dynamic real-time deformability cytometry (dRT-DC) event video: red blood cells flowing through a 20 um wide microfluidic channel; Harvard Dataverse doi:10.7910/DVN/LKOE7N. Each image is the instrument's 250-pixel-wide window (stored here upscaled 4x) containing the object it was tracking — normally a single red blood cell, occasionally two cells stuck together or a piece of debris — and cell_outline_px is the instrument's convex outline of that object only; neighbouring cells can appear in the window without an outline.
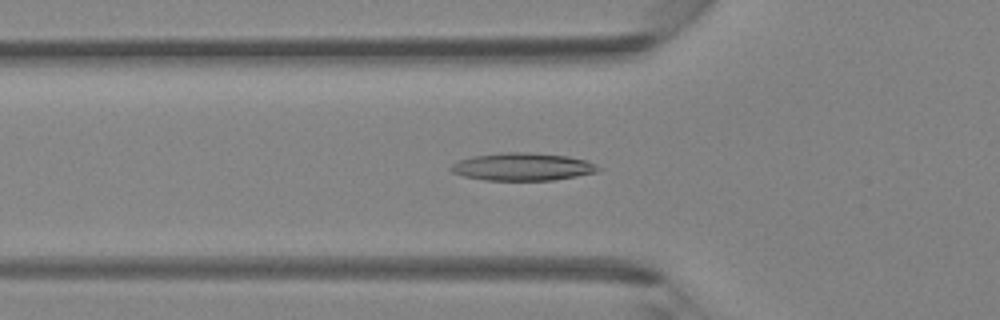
{"species": "Egyptian fruit bat (a non-hibernating species)", "species_latin": "Rousettus aegyptiacus", "temperature_condition": "room temperature", "stored_images_in_passage": 34, "camera_frame_rate_fps": 3000, "um_per_image_px": 0.085, "animal": {"sex": "female"}, "frame": {"image": 1, "passage_image": 7, "time_ms": 2.0, "image_size_px": [1000, 320], "cell_outline_px": [[604, 168], [600, 172], [552, 180], [484, 180], [464, 176], [452, 172], [448, 168], [452, 164], [460, 160], [472, 156], [504, 152], [528, 152], [568, 156], [588, 160]], "centroid_in_image_um": [44.47, 14.17], "position_along_channel_um": 81.3, "area_um2": 23.99}}
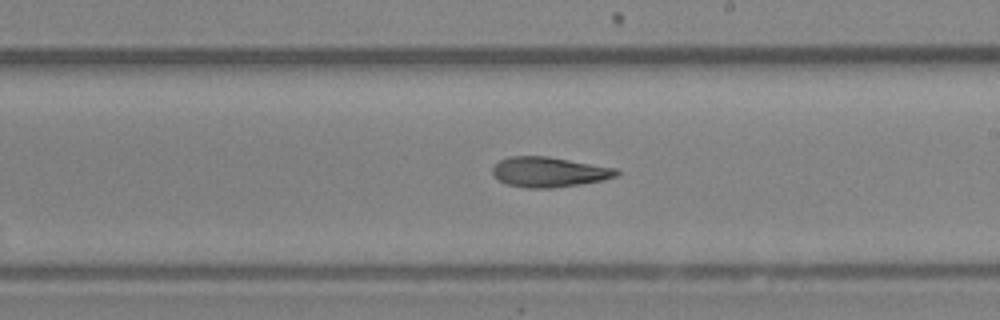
{"frame": {"image": 2, "passage_image": 17, "time_ms": 5.333, "image_size_px": [1000, 320], "cell_outline_px": [[620, 172], [616, 176], [604, 180], [580, 184], [552, 188], [524, 188], [508, 184], [500, 180], [492, 172], [492, 164], [508, 156], [548, 156], [616, 168]], "centroid_in_image_um": [46.65, 14.61], "position_along_channel_um": 242.3, "area_um2": 21.79}}
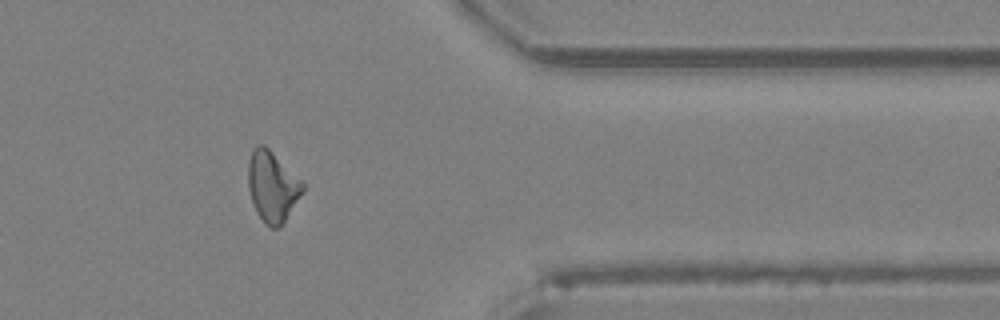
{"frame": {"image": 3, "passage_image": 27, "time_ms": 8.667, "image_size_px": [1000, 320], "cell_outline_px": [[304, 188], [280, 228], [272, 228], [264, 224], [256, 212], [248, 188], [248, 160], [256, 144], [264, 144], [304, 180]], "centroid_in_image_um": [23.15, 15.82], "position_along_channel_um": 388.3, "area_um2": 22.54}}